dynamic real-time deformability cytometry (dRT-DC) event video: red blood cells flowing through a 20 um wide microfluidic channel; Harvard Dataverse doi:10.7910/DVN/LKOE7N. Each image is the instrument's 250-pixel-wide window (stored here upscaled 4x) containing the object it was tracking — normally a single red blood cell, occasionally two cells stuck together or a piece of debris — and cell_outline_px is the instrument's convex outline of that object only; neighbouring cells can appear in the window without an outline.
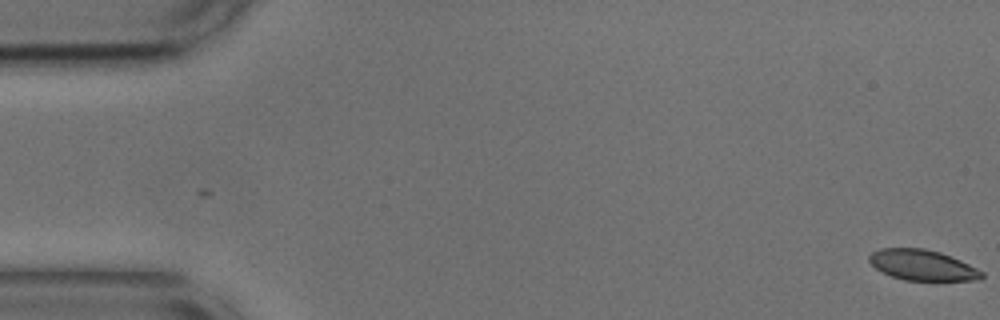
{"species": "common noctule bat (a hibernating species)", "species_latin": "Nyctalus noctula", "temperature_condition": "cold", "stored_images_in_passage": 11, "camera_frame_rate_fps": 3000, "um_per_image_px": 0.085, "animal": {"sex": "male", "body_mass_g": 17.9, "forearm_length_mm": 54.2}, "frame": {"image": 1, "passage_image": 1, "time_ms": 0.0, "image_size_px": [1000, 320], "cell_outline_px": [[984, 276], [980, 280], [904, 280], [892, 276], [876, 268], [868, 260], [868, 256], [872, 252], [880, 248], [924, 248], [940, 252], [960, 260], [984, 272]], "centroid_in_image_um": [78.41, 22.53], "position_along_channel_um": 6.6, "area_um2": 19.94}}